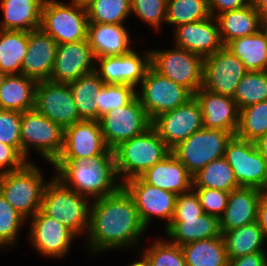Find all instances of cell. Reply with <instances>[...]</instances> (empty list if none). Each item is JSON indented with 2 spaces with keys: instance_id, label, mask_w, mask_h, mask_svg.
<instances>
[{
  "instance_id": "obj_1",
  "label": "cell",
  "mask_w": 267,
  "mask_h": 266,
  "mask_svg": "<svg viewBox=\"0 0 267 266\" xmlns=\"http://www.w3.org/2000/svg\"><path fill=\"white\" fill-rule=\"evenodd\" d=\"M146 230L136 205L121 187L116 193L95 199L90 205L89 245L95 252L132 245Z\"/></svg>"
},
{
  "instance_id": "obj_2",
  "label": "cell",
  "mask_w": 267,
  "mask_h": 266,
  "mask_svg": "<svg viewBox=\"0 0 267 266\" xmlns=\"http://www.w3.org/2000/svg\"><path fill=\"white\" fill-rule=\"evenodd\" d=\"M52 165L59 172L58 179L80 195L92 196V200L112 195L122 187L116 183L114 150L111 149L92 159H56Z\"/></svg>"
},
{
  "instance_id": "obj_3",
  "label": "cell",
  "mask_w": 267,
  "mask_h": 266,
  "mask_svg": "<svg viewBox=\"0 0 267 266\" xmlns=\"http://www.w3.org/2000/svg\"><path fill=\"white\" fill-rule=\"evenodd\" d=\"M170 152L163 139L151 126L114 149L117 176L122 175L124 182L141 177Z\"/></svg>"
},
{
  "instance_id": "obj_4",
  "label": "cell",
  "mask_w": 267,
  "mask_h": 266,
  "mask_svg": "<svg viewBox=\"0 0 267 266\" xmlns=\"http://www.w3.org/2000/svg\"><path fill=\"white\" fill-rule=\"evenodd\" d=\"M87 198L55 176L46 184L40 210L77 236L89 227L90 206Z\"/></svg>"
},
{
  "instance_id": "obj_5",
  "label": "cell",
  "mask_w": 267,
  "mask_h": 266,
  "mask_svg": "<svg viewBox=\"0 0 267 266\" xmlns=\"http://www.w3.org/2000/svg\"><path fill=\"white\" fill-rule=\"evenodd\" d=\"M37 166L27 163L22 169L0 174V192L25 219L41 209L46 185Z\"/></svg>"
},
{
  "instance_id": "obj_6",
  "label": "cell",
  "mask_w": 267,
  "mask_h": 266,
  "mask_svg": "<svg viewBox=\"0 0 267 266\" xmlns=\"http://www.w3.org/2000/svg\"><path fill=\"white\" fill-rule=\"evenodd\" d=\"M88 17L84 6L44 0L40 28L59 44L87 39Z\"/></svg>"
},
{
  "instance_id": "obj_7",
  "label": "cell",
  "mask_w": 267,
  "mask_h": 266,
  "mask_svg": "<svg viewBox=\"0 0 267 266\" xmlns=\"http://www.w3.org/2000/svg\"><path fill=\"white\" fill-rule=\"evenodd\" d=\"M232 136L228 131L202 128L180 142L171 152L193 177L213 160L224 157L226 144Z\"/></svg>"
},
{
  "instance_id": "obj_8",
  "label": "cell",
  "mask_w": 267,
  "mask_h": 266,
  "mask_svg": "<svg viewBox=\"0 0 267 266\" xmlns=\"http://www.w3.org/2000/svg\"><path fill=\"white\" fill-rule=\"evenodd\" d=\"M224 157L239 187L267 191V162L255 142L232 136L226 144Z\"/></svg>"
},
{
  "instance_id": "obj_9",
  "label": "cell",
  "mask_w": 267,
  "mask_h": 266,
  "mask_svg": "<svg viewBox=\"0 0 267 266\" xmlns=\"http://www.w3.org/2000/svg\"><path fill=\"white\" fill-rule=\"evenodd\" d=\"M151 67L193 95L203 85V58L176 46V49L150 51Z\"/></svg>"
},
{
  "instance_id": "obj_10",
  "label": "cell",
  "mask_w": 267,
  "mask_h": 266,
  "mask_svg": "<svg viewBox=\"0 0 267 266\" xmlns=\"http://www.w3.org/2000/svg\"><path fill=\"white\" fill-rule=\"evenodd\" d=\"M20 133L22 155L25 158L32 145L51 163L59 157L63 148L64 129L35 109L22 113Z\"/></svg>"
},
{
  "instance_id": "obj_11",
  "label": "cell",
  "mask_w": 267,
  "mask_h": 266,
  "mask_svg": "<svg viewBox=\"0 0 267 266\" xmlns=\"http://www.w3.org/2000/svg\"><path fill=\"white\" fill-rule=\"evenodd\" d=\"M141 95L136 93L151 121L186 103L194 95L150 67L141 81Z\"/></svg>"
},
{
  "instance_id": "obj_12",
  "label": "cell",
  "mask_w": 267,
  "mask_h": 266,
  "mask_svg": "<svg viewBox=\"0 0 267 266\" xmlns=\"http://www.w3.org/2000/svg\"><path fill=\"white\" fill-rule=\"evenodd\" d=\"M99 123L104 141L111 150L143 133L152 125L137 96L125 106L103 114Z\"/></svg>"
},
{
  "instance_id": "obj_13",
  "label": "cell",
  "mask_w": 267,
  "mask_h": 266,
  "mask_svg": "<svg viewBox=\"0 0 267 266\" xmlns=\"http://www.w3.org/2000/svg\"><path fill=\"white\" fill-rule=\"evenodd\" d=\"M247 71L243 62L223 46L204 58L202 87L215 94L233 97Z\"/></svg>"
},
{
  "instance_id": "obj_14",
  "label": "cell",
  "mask_w": 267,
  "mask_h": 266,
  "mask_svg": "<svg viewBox=\"0 0 267 266\" xmlns=\"http://www.w3.org/2000/svg\"><path fill=\"white\" fill-rule=\"evenodd\" d=\"M151 126L172 150L194 132L203 128L201 106L193 96L178 108L154 118Z\"/></svg>"
},
{
  "instance_id": "obj_15",
  "label": "cell",
  "mask_w": 267,
  "mask_h": 266,
  "mask_svg": "<svg viewBox=\"0 0 267 266\" xmlns=\"http://www.w3.org/2000/svg\"><path fill=\"white\" fill-rule=\"evenodd\" d=\"M122 187L132 197L143 225L147 228L152 216L167 221L173 219L177 195L147 183L142 177L122 182Z\"/></svg>"
},
{
  "instance_id": "obj_16",
  "label": "cell",
  "mask_w": 267,
  "mask_h": 266,
  "mask_svg": "<svg viewBox=\"0 0 267 266\" xmlns=\"http://www.w3.org/2000/svg\"><path fill=\"white\" fill-rule=\"evenodd\" d=\"M34 109L63 129L81 120L69 84L39 81Z\"/></svg>"
},
{
  "instance_id": "obj_17",
  "label": "cell",
  "mask_w": 267,
  "mask_h": 266,
  "mask_svg": "<svg viewBox=\"0 0 267 266\" xmlns=\"http://www.w3.org/2000/svg\"><path fill=\"white\" fill-rule=\"evenodd\" d=\"M108 149L99 121L80 120L64 128L63 148L57 159H92Z\"/></svg>"
},
{
  "instance_id": "obj_18",
  "label": "cell",
  "mask_w": 267,
  "mask_h": 266,
  "mask_svg": "<svg viewBox=\"0 0 267 266\" xmlns=\"http://www.w3.org/2000/svg\"><path fill=\"white\" fill-rule=\"evenodd\" d=\"M95 60L100 61L99 69L95 64V72L104 84H124L134 89L151 67L150 52L141 57L132 49L120 56H104Z\"/></svg>"
},
{
  "instance_id": "obj_19",
  "label": "cell",
  "mask_w": 267,
  "mask_h": 266,
  "mask_svg": "<svg viewBox=\"0 0 267 266\" xmlns=\"http://www.w3.org/2000/svg\"><path fill=\"white\" fill-rule=\"evenodd\" d=\"M94 60L87 39L59 44L49 80L70 84L83 75L95 71Z\"/></svg>"
},
{
  "instance_id": "obj_20",
  "label": "cell",
  "mask_w": 267,
  "mask_h": 266,
  "mask_svg": "<svg viewBox=\"0 0 267 266\" xmlns=\"http://www.w3.org/2000/svg\"><path fill=\"white\" fill-rule=\"evenodd\" d=\"M194 96L201 106L203 128L220 129L236 135L240 110L233 97L215 94L203 87Z\"/></svg>"
},
{
  "instance_id": "obj_21",
  "label": "cell",
  "mask_w": 267,
  "mask_h": 266,
  "mask_svg": "<svg viewBox=\"0 0 267 266\" xmlns=\"http://www.w3.org/2000/svg\"><path fill=\"white\" fill-rule=\"evenodd\" d=\"M32 219L29 233L33 246L45 256L63 257L68 252L75 235L41 210Z\"/></svg>"
},
{
  "instance_id": "obj_22",
  "label": "cell",
  "mask_w": 267,
  "mask_h": 266,
  "mask_svg": "<svg viewBox=\"0 0 267 266\" xmlns=\"http://www.w3.org/2000/svg\"><path fill=\"white\" fill-rule=\"evenodd\" d=\"M58 43L41 28L28 32V46L21 74L39 81L50 79Z\"/></svg>"
},
{
  "instance_id": "obj_23",
  "label": "cell",
  "mask_w": 267,
  "mask_h": 266,
  "mask_svg": "<svg viewBox=\"0 0 267 266\" xmlns=\"http://www.w3.org/2000/svg\"><path fill=\"white\" fill-rule=\"evenodd\" d=\"M175 33L177 47L197 54L203 59L223 47L218 23L212 16L194 23L179 25Z\"/></svg>"
},
{
  "instance_id": "obj_24",
  "label": "cell",
  "mask_w": 267,
  "mask_h": 266,
  "mask_svg": "<svg viewBox=\"0 0 267 266\" xmlns=\"http://www.w3.org/2000/svg\"><path fill=\"white\" fill-rule=\"evenodd\" d=\"M262 190L239 187L229 192L227 206L219 217L221 232L237 229L257 221Z\"/></svg>"
},
{
  "instance_id": "obj_25",
  "label": "cell",
  "mask_w": 267,
  "mask_h": 266,
  "mask_svg": "<svg viewBox=\"0 0 267 266\" xmlns=\"http://www.w3.org/2000/svg\"><path fill=\"white\" fill-rule=\"evenodd\" d=\"M141 177L147 183L176 195L193 189L192 176L172 152L149 168Z\"/></svg>"
},
{
  "instance_id": "obj_26",
  "label": "cell",
  "mask_w": 267,
  "mask_h": 266,
  "mask_svg": "<svg viewBox=\"0 0 267 266\" xmlns=\"http://www.w3.org/2000/svg\"><path fill=\"white\" fill-rule=\"evenodd\" d=\"M128 31L123 24L88 22L87 41L95 58L120 56L131 49Z\"/></svg>"
},
{
  "instance_id": "obj_27",
  "label": "cell",
  "mask_w": 267,
  "mask_h": 266,
  "mask_svg": "<svg viewBox=\"0 0 267 266\" xmlns=\"http://www.w3.org/2000/svg\"><path fill=\"white\" fill-rule=\"evenodd\" d=\"M166 232L172 238L171 243L179 246L221 236L219 218L206 213L199 217L173 218Z\"/></svg>"
},
{
  "instance_id": "obj_28",
  "label": "cell",
  "mask_w": 267,
  "mask_h": 266,
  "mask_svg": "<svg viewBox=\"0 0 267 266\" xmlns=\"http://www.w3.org/2000/svg\"><path fill=\"white\" fill-rule=\"evenodd\" d=\"M214 18L218 23L223 46L234 39L258 33L264 22L261 14L252 4L222 13Z\"/></svg>"
},
{
  "instance_id": "obj_29",
  "label": "cell",
  "mask_w": 267,
  "mask_h": 266,
  "mask_svg": "<svg viewBox=\"0 0 267 266\" xmlns=\"http://www.w3.org/2000/svg\"><path fill=\"white\" fill-rule=\"evenodd\" d=\"M44 0H2L1 30L30 32L41 26Z\"/></svg>"
},
{
  "instance_id": "obj_30",
  "label": "cell",
  "mask_w": 267,
  "mask_h": 266,
  "mask_svg": "<svg viewBox=\"0 0 267 266\" xmlns=\"http://www.w3.org/2000/svg\"><path fill=\"white\" fill-rule=\"evenodd\" d=\"M37 83L23 74L7 75L0 86V109L21 113L34 109Z\"/></svg>"
},
{
  "instance_id": "obj_31",
  "label": "cell",
  "mask_w": 267,
  "mask_h": 266,
  "mask_svg": "<svg viewBox=\"0 0 267 266\" xmlns=\"http://www.w3.org/2000/svg\"><path fill=\"white\" fill-rule=\"evenodd\" d=\"M228 259L264 252L265 240L263 230L258 222L237 229L221 232Z\"/></svg>"
},
{
  "instance_id": "obj_32",
  "label": "cell",
  "mask_w": 267,
  "mask_h": 266,
  "mask_svg": "<svg viewBox=\"0 0 267 266\" xmlns=\"http://www.w3.org/2000/svg\"><path fill=\"white\" fill-rule=\"evenodd\" d=\"M225 47L243 62L248 71L267 70V41L262 30L250 36L234 39Z\"/></svg>"
},
{
  "instance_id": "obj_33",
  "label": "cell",
  "mask_w": 267,
  "mask_h": 266,
  "mask_svg": "<svg viewBox=\"0 0 267 266\" xmlns=\"http://www.w3.org/2000/svg\"><path fill=\"white\" fill-rule=\"evenodd\" d=\"M186 266H228L222 235L181 246Z\"/></svg>"
},
{
  "instance_id": "obj_34",
  "label": "cell",
  "mask_w": 267,
  "mask_h": 266,
  "mask_svg": "<svg viewBox=\"0 0 267 266\" xmlns=\"http://www.w3.org/2000/svg\"><path fill=\"white\" fill-rule=\"evenodd\" d=\"M28 46V32L0 29V71L21 74Z\"/></svg>"
},
{
  "instance_id": "obj_35",
  "label": "cell",
  "mask_w": 267,
  "mask_h": 266,
  "mask_svg": "<svg viewBox=\"0 0 267 266\" xmlns=\"http://www.w3.org/2000/svg\"><path fill=\"white\" fill-rule=\"evenodd\" d=\"M103 85L102 79L95 71L69 84L81 120L98 121V108L93 100Z\"/></svg>"
},
{
  "instance_id": "obj_36",
  "label": "cell",
  "mask_w": 267,
  "mask_h": 266,
  "mask_svg": "<svg viewBox=\"0 0 267 266\" xmlns=\"http://www.w3.org/2000/svg\"><path fill=\"white\" fill-rule=\"evenodd\" d=\"M193 188H210L230 192L239 188L232 167L225 157L213 160L192 177Z\"/></svg>"
},
{
  "instance_id": "obj_37",
  "label": "cell",
  "mask_w": 267,
  "mask_h": 266,
  "mask_svg": "<svg viewBox=\"0 0 267 266\" xmlns=\"http://www.w3.org/2000/svg\"><path fill=\"white\" fill-rule=\"evenodd\" d=\"M234 101L240 109L267 100V70L247 71L237 86Z\"/></svg>"
},
{
  "instance_id": "obj_38",
  "label": "cell",
  "mask_w": 267,
  "mask_h": 266,
  "mask_svg": "<svg viewBox=\"0 0 267 266\" xmlns=\"http://www.w3.org/2000/svg\"><path fill=\"white\" fill-rule=\"evenodd\" d=\"M267 132V100L240 109L236 136L256 142Z\"/></svg>"
},
{
  "instance_id": "obj_39",
  "label": "cell",
  "mask_w": 267,
  "mask_h": 266,
  "mask_svg": "<svg viewBox=\"0 0 267 266\" xmlns=\"http://www.w3.org/2000/svg\"><path fill=\"white\" fill-rule=\"evenodd\" d=\"M209 17L208 0H167L166 22L175 27Z\"/></svg>"
},
{
  "instance_id": "obj_40",
  "label": "cell",
  "mask_w": 267,
  "mask_h": 266,
  "mask_svg": "<svg viewBox=\"0 0 267 266\" xmlns=\"http://www.w3.org/2000/svg\"><path fill=\"white\" fill-rule=\"evenodd\" d=\"M88 22L123 24L131 13L130 0H93L85 6Z\"/></svg>"
},
{
  "instance_id": "obj_41",
  "label": "cell",
  "mask_w": 267,
  "mask_h": 266,
  "mask_svg": "<svg viewBox=\"0 0 267 266\" xmlns=\"http://www.w3.org/2000/svg\"><path fill=\"white\" fill-rule=\"evenodd\" d=\"M136 93L129 85L104 84L93 100L98 108V121L103 114L128 104Z\"/></svg>"
},
{
  "instance_id": "obj_42",
  "label": "cell",
  "mask_w": 267,
  "mask_h": 266,
  "mask_svg": "<svg viewBox=\"0 0 267 266\" xmlns=\"http://www.w3.org/2000/svg\"><path fill=\"white\" fill-rule=\"evenodd\" d=\"M143 257L150 266H186L181 246L163 240H156Z\"/></svg>"
},
{
  "instance_id": "obj_43",
  "label": "cell",
  "mask_w": 267,
  "mask_h": 266,
  "mask_svg": "<svg viewBox=\"0 0 267 266\" xmlns=\"http://www.w3.org/2000/svg\"><path fill=\"white\" fill-rule=\"evenodd\" d=\"M25 218L20 215L0 192V245L16 243L17 234Z\"/></svg>"
},
{
  "instance_id": "obj_44",
  "label": "cell",
  "mask_w": 267,
  "mask_h": 266,
  "mask_svg": "<svg viewBox=\"0 0 267 266\" xmlns=\"http://www.w3.org/2000/svg\"><path fill=\"white\" fill-rule=\"evenodd\" d=\"M131 12L137 14L152 28H160L166 21L167 0H130Z\"/></svg>"
},
{
  "instance_id": "obj_45",
  "label": "cell",
  "mask_w": 267,
  "mask_h": 266,
  "mask_svg": "<svg viewBox=\"0 0 267 266\" xmlns=\"http://www.w3.org/2000/svg\"><path fill=\"white\" fill-rule=\"evenodd\" d=\"M21 118V112L0 109V142L14 146L22 154Z\"/></svg>"
},
{
  "instance_id": "obj_46",
  "label": "cell",
  "mask_w": 267,
  "mask_h": 266,
  "mask_svg": "<svg viewBox=\"0 0 267 266\" xmlns=\"http://www.w3.org/2000/svg\"><path fill=\"white\" fill-rule=\"evenodd\" d=\"M194 190L198 194L204 213L218 218L223 214L227 206L229 192L210 188H196Z\"/></svg>"
},
{
  "instance_id": "obj_47",
  "label": "cell",
  "mask_w": 267,
  "mask_h": 266,
  "mask_svg": "<svg viewBox=\"0 0 267 266\" xmlns=\"http://www.w3.org/2000/svg\"><path fill=\"white\" fill-rule=\"evenodd\" d=\"M203 213L200 199L194 188L192 192L177 195L173 218L199 217Z\"/></svg>"
},
{
  "instance_id": "obj_48",
  "label": "cell",
  "mask_w": 267,
  "mask_h": 266,
  "mask_svg": "<svg viewBox=\"0 0 267 266\" xmlns=\"http://www.w3.org/2000/svg\"><path fill=\"white\" fill-rule=\"evenodd\" d=\"M14 146L0 142V174L22 169L28 162ZM8 168V169H6Z\"/></svg>"
},
{
  "instance_id": "obj_49",
  "label": "cell",
  "mask_w": 267,
  "mask_h": 266,
  "mask_svg": "<svg viewBox=\"0 0 267 266\" xmlns=\"http://www.w3.org/2000/svg\"><path fill=\"white\" fill-rule=\"evenodd\" d=\"M209 12L212 17L215 15V10L218 11L217 15L222 13L240 9L251 4V0H208Z\"/></svg>"
},
{
  "instance_id": "obj_50",
  "label": "cell",
  "mask_w": 267,
  "mask_h": 266,
  "mask_svg": "<svg viewBox=\"0 0 267 266\" xmlns=\"http://www.w3.org/2000/svg\"><path fill=\"white\" fill-rule=\"evenodd\" d=\"M228 266H267V255L260 252L228 259Z\"/></svg>"
},
{
  "instance_id": "obj_51",
  "label": "cell",
  "mask_w": 267,
  "mask_h": 266,
  "mask_svg": "<svg viewBox=\"0 0 267 266\" xmlns=\"http://www.w3.org/2000/svg\"><path fill=\"white\" fill-rule=\"evenodd\" d=\"M257 222L265 239L267 238V191H262L261 198L258 203Z\"/></svg>"
},
{
  "instance_id": "obj_52",
  "label": "cell",
  "mask_w": 267,
  "mask_h": 266,
  "mask_svg": "<svg viewBox=\"0 0 267 266\" xmlns=\"http://www.w3.org/2000/svg\"><path fill=\"white\" fill-rule=\"evenodd\" d=\"M251 4L261 14L264 20H267V0H251Z\"/></svg>"
},
{
  "instance_id": "obj_53",
  "label": "cell",
  "mask_w": 267,
  "mask_h": 266,
  "mask_svg": "<svg viewBox=\"0 0 267 266\" xmlns=\"http://www.w3.org/2000/svg\"><path fill=\"white\" fill-rule=\"evenodd\" d=\"M256 145L261 152L262 156L265 158L267 162V132L256 142Z\"/></svg>"
},
{
  "instance_id": "obj_54",
  "label": "cell",
  "mask_w": 267,
  "mask_h": 266,
  "mask_svg": "<svg viewBox=\"0 0 267 266\" xmlns=\"http://www.w3.org/2000/svg\"><path fill=\"white\" fill-rule=\"evenodd\" d=\"M128 266H150V264L147 262V260L142 257L141 261L134 262Z\"/></svg>"
},
{
  "instance_id": "obj_55",
  "label": "cell",
  "mask_w": 267,
  "mask_h": 266,
  "mask_svg": "<svg viewBox=\"0 0 267 266\" xmlns=\"http://www.w3.org/2000/svg\"><path fill=\"white\" fill-rule=\"evenodd\" d=\"M72 1L85 7L87 4H89L93 0H72Z\"/></svg>"
},
{
  "instance_id": "obj_56",
  "label": "cell",
  "mask_w": 267,
  "mask_h": 266,
  "mask_svg": "<svg viewBox=\"0 0 267 266\" xmlns=\"http://www.w3.org/2000/svg\"><path fill=\"white\" fill-rule=\"evenodd\" d=\"M261 30L265 33L266 41H267V20H264Z\"/></svg>"
},
{
  "instance_id": "obj_57",
  "label": "cell",
  "mask_w": 267,
  "mask_h": 266,
  "mask_svg": "<svg viewBox=\"0 0 267 266\" xmlns=\"http://www.w3.org/2000/svg\"><path fill=\"white\" fill-rule=\"evenodd\" d=\"M7 74L0 71V86L3 84Z\"/></svg>"
}]
</instances>
